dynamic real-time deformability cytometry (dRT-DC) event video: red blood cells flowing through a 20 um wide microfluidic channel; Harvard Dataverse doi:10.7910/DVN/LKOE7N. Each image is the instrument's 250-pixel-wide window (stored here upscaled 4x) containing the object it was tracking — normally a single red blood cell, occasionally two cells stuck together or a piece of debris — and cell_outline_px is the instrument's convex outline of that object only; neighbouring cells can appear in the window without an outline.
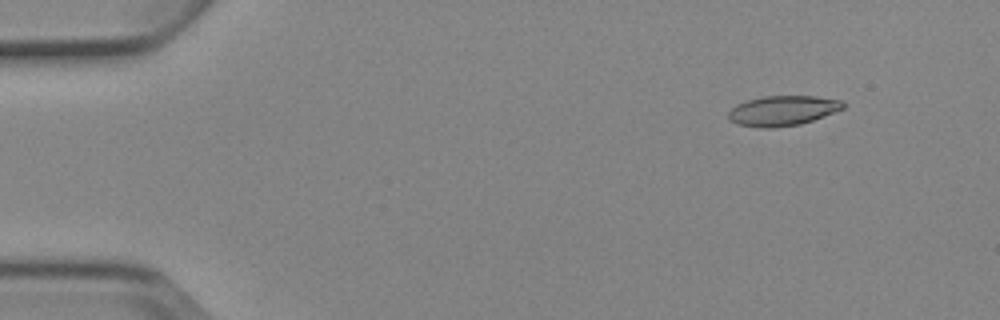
{"species": "Egyptian fruit bat (a non-hibernating species)", "species_latin": "Rousettus aegyptiacus", "temperature_condition": "cold", "stored_images_in_passage": 6, "camera_frame_rate_fps": 3000, "um_per_image_px": 0.085, "animal": {"sex": "female"}, "frame": {"image": 1, "passage_image": 2, "time_ms": 1.0, "image_size_px": [1000, 320], "cell_outline_px": [[844, 108], [824, 116], [800, 124], [772, 128], [760, 128], [736, 124], [728, 120], [728, 112], [736, 104], [748, 100], [764, 96], [816, 96], [840, 100], [844, 104]], "centroid_in_image_um": [66.48, 9.41], "position_along_channel_um": 18.5, "area_um2": 20.06}}
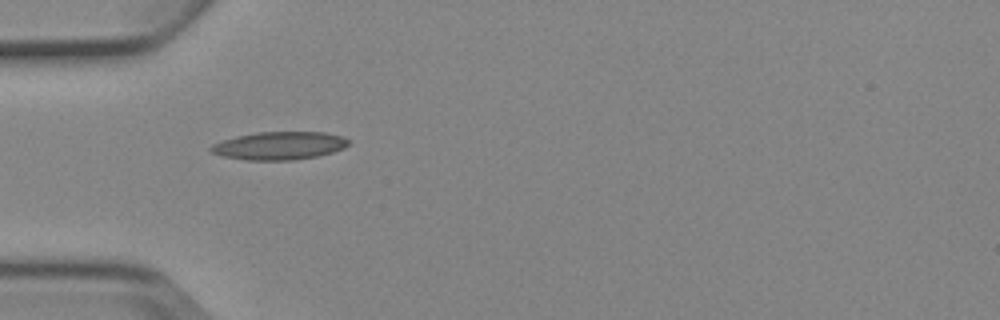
{"frame": {"image": 2, "passage_image": 5, "time_ms": 4.667, "image_size_px": [1000, 320], "cell_outline_px": [[348, 144], [344, 148], [332, 152], [316, 156], [292, 160], [248, 160], [224, 156], [212, 152], [208, 148], [212, 144], [236, 136], [256, 132], [324, 132], [340, 136], [348, 140]], "centroid_in_image_um": [23.72, 12.38], "position_along_channel_um": 61.3, "area_um2": 22.2}}
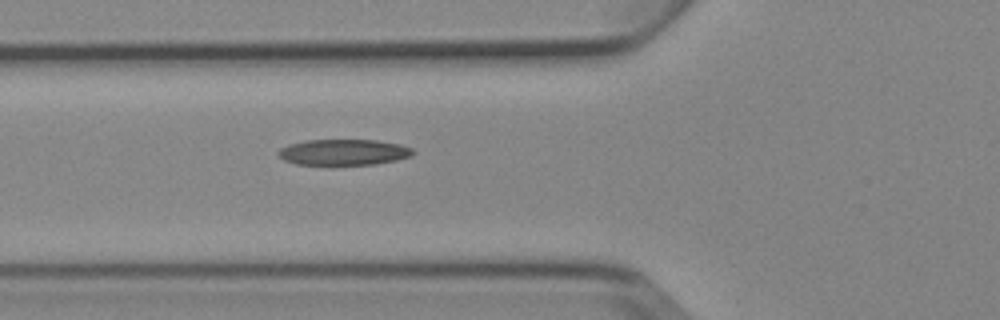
{"frame": {"image": 3, "passage_image": 6, "time_ms": 5.667, "image_size_px": [1000, 320], "cell_outline_px": [[416, 152], [412, 156], [396, 160], [376, 164], [296, 164], [284, 160], [276, 152], [280, 148], [288, 144], [304, 140], [376, 140], [400, 144], [412, 148]], "centroid_in_image_um": [29.22, 12.93], "position_along_channel_um": 96.6, "area_um2": 20.35}}